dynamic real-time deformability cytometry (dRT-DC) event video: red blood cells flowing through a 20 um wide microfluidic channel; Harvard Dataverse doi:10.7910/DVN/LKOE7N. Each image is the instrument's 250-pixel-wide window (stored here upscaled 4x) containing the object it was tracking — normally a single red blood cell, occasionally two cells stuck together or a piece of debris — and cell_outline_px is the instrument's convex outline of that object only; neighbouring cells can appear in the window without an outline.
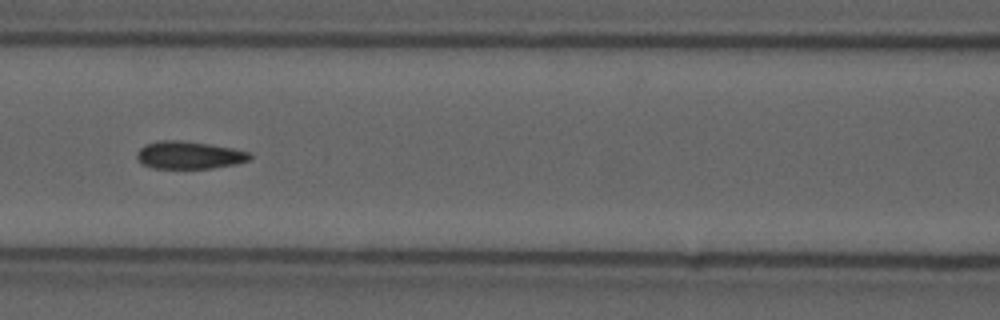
{"species": "common noctule bat (a hibernating species)", "species_latin": "Nyctalus noctula", "temperature_condition": "cold", "stored_images_in_passage": 13, "camera_frame_rate_fps": 3000, "um_per_image_px": 0.085, "animal": {"sex": "male", "forearm_length_mm": 52.5}, "frame": {"image": 1, "passage_image": 6, "time_ms": 1.667, "image_size_px": [1000, 320], "cell_outline_px": [[252, 160], [236, 164], [212, 168], [152, 168], [140, 164], [136, 156], [136, 152], [144, 144], [160, 140], [180, 140], [208, 144], [232, 148], [252, 152]], "centroid_in_image_um": [16.07, 13.18], "position_along_channel_um": 150.5, "area_um2": 18.44}}
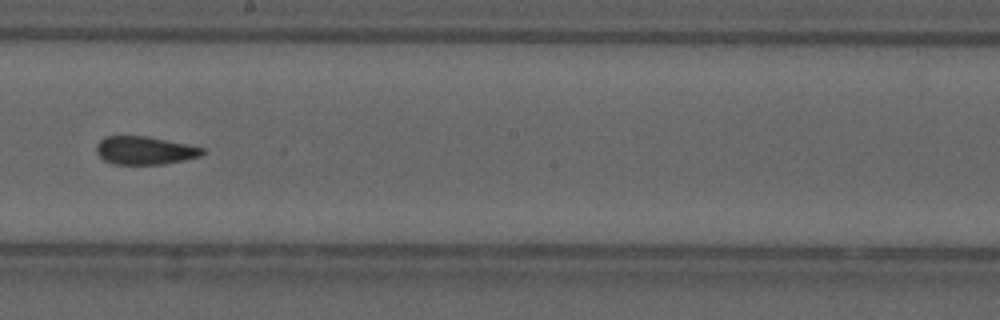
{"frame": {"image": 2, "passage_image": 8, "time_ms": 2.333, "image_size_px": [1000, 320], "cell_outline_px": [[204, 152], [200, 156], [184, 160], [164, 164], [112, 164], [104, 160], [96, 152], [96, 144], [104, 136], [148, 136], [188, 144], [204, 148]], "centroid_in_image_um": [12.29, 12.78], "position_along_channel_um": 235.9, "area_um2": 17.46}}
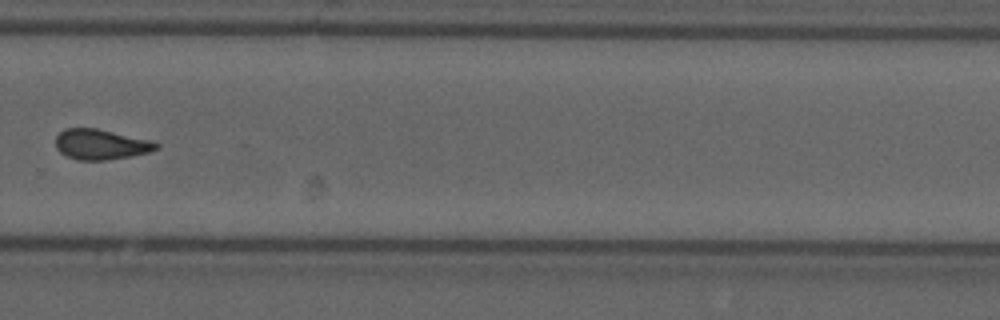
{"frame": {"image": 3, "passage_image": 10, "time_ms": 3.0, "image_size_px": [1000, 320], "cell_outline_px": [[160, 148], [148, 152], [132, 156], [104, 160], [76, 160], [60, 152], [56, 148], [56, 136], [64, 128], [96, 128], [152, 140], [160, 144]], "centroid_in_image_um": [8.59, 12.27], "position_along_channel_um": 321.2, "area_um2": 17.86}}